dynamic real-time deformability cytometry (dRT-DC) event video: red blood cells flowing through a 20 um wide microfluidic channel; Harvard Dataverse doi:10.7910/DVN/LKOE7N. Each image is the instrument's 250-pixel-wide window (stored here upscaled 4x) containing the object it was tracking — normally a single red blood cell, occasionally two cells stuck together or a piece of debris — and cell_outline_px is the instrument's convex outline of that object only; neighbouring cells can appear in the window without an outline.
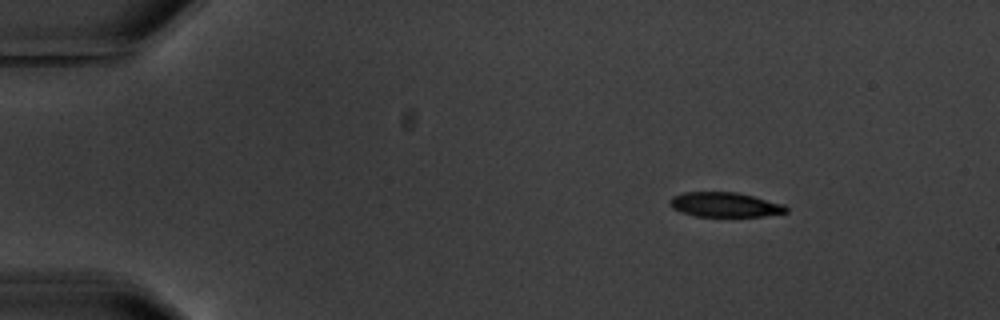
{"species": "common noctule bat (a hibernating species)", "species_latin": "Nyctalus noctula", "temperature_condition": "warm", "stored_images_in_passage": 4, "camera_frame_rate_fps": 3000, "um_per_image_px": 0.085, "animal": {"sex": "male", "body_mass_g": 20.1, "forearm_length_mm": 53.5}, "frame": {"image": 1, "passage_image": 2, "time_ms": 1.0, "image_size_px": [1000, 320], "cell_outline_px": [[788, 212], [764, 216], [696, 216], [672, 208], [668, 204], [668, 200], [672, 196], [684, 192], [736, 192], [784, 204], [788, 208]], "centroid_in_image_um": [61.6, 17.39], "position_along_channel_um": 23.4, "area_um2": 16.65}}
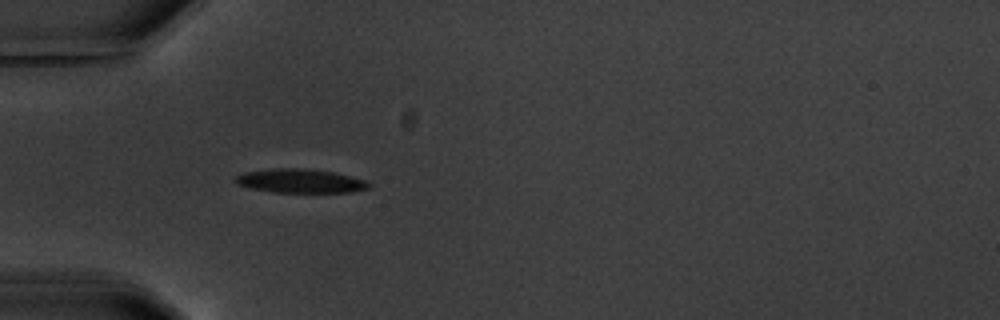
{"frame": {"image": 2, "passage_image": 4, "time_ms": 4.333, "image_size_px": [1000, 320], "cell_outline_px": [[372, 184], [368, 188], [352, 192], [272, 192], [252, 188], [236, 184], [236, 176], [244, 172], [272, 168], [308, 168], [332, 172], [364, 180]], "centroid_in_image_um": [25.51, 15.37], "position_along_channel_um": 59.5, "area_um2": 18.44}}